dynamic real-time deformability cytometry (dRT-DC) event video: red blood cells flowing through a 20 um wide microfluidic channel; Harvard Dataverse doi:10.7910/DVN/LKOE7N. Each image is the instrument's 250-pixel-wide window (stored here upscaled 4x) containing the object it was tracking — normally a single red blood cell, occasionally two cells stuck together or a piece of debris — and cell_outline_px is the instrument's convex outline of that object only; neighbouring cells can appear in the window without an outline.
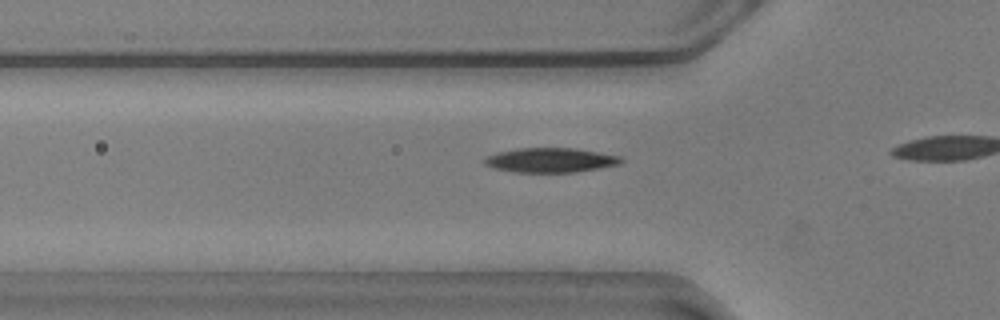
{"species": "common noctule bat (a hibernating species)", "species_latin": "Nyctalus noctula", "temperature_condition": "warm", "stored_images_in_passage": 19, "camera_frame_rate_fps": 3000, "um_per_image_px": 0.085, "animal": {"sex": "male", "body_mass_g": 20.5, "forearm_length_mm": 52.5}, "frame": {"image": 1, "passage_image": 14, "time_ms": 4.333, "image_size_px": [1000, 320], "cell_outline_px": [[624, 160], [620, 164], [600, 168], [572, 172], [516, 172], [492, 168], [484, 164], [484, 156], [496, 152], [520, 148], [572, 148], [624, 156]], "centroid_in_image_um": [46.79, 13.61], "position_along_channel_um": 79.0, "area_um2": 19.65}}